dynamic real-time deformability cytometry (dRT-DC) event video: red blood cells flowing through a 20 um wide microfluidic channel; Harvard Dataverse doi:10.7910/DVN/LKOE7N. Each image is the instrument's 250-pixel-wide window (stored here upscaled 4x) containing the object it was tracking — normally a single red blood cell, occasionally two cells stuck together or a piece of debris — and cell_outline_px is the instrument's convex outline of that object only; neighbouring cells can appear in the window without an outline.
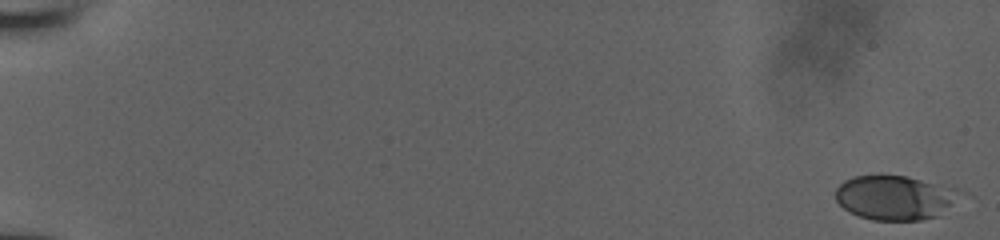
{"species": "human", "species_latin": "Homo sapiens", "temperature_condition": "room temperature", "stored_images_in_passage": 12, "camera_frame_rate_fps": 3000, "um_per_image_px": 0.085, "donor": {"sex": "male"}, "frame": {"image": 1, "passage_image": 1, "time_ms": 0.0, "image_size_px": [1000, 240], "cell_outline_px": [[956, 192], [948, 204], [936, 216], [920, 220], [872, 220], [860, 216], [844, 208], [836, 200], [836, 188], [844, 180], [852, 176], [908, 176], [956, 188]], "centroid_in_image_um": [75.94, 16.78], "position_along_channel_um": 9.1, "area_um2": 31.1}}
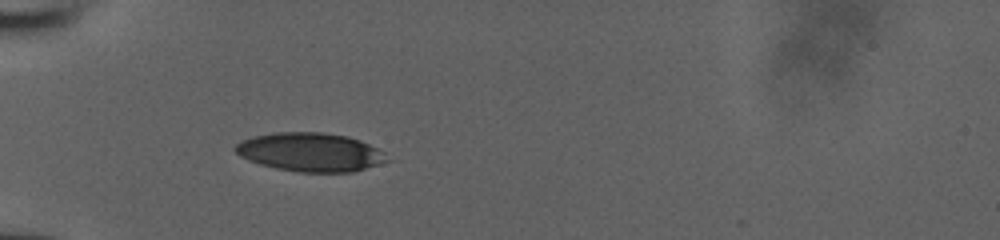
{"frame": {"image": 2, "passage_image": 9, "time_ms": 2.667, "image_size_px": [1000, 240], "cell_outline_px": [[392, 160], [352, 172], [300, 172], [276, 168], [260, 164], [248, 160], [240, 156], [232, 148], [236, 144], [252, 136], [272, 132], [320, 132], [348, 136], [360, 140], [384, 152]], "centroid_in_image_um": [26.38, 12.93], "position_along_channel_um": 58.6, "area_um2": 34.28}}
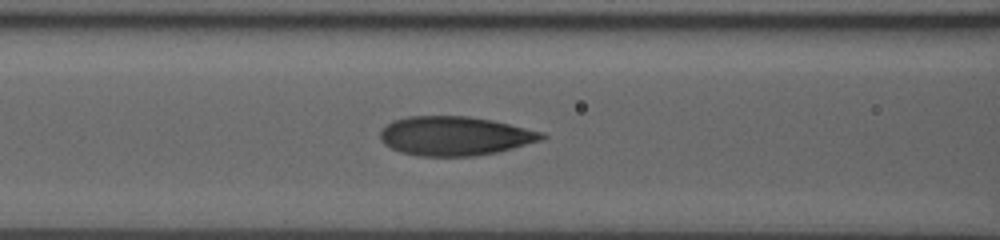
{"frame": {"image": 3, "passage_image": 12, "time_ms": 3.667, "image_size_px": [1000, 240], "cell_outline_px": [[548, 136], [544, 140], [496, 152], [476, 156], [420, 156], [400, 152], [384, 144], [380, 140], [380, 128], [392, 120], [408, 116], [468, 116], [492, 120], [544, 132]], "centroid_in_image_um": [38.65, 11.55], "position_along_channel_um": 128.0, "area_um2": 37.11}}